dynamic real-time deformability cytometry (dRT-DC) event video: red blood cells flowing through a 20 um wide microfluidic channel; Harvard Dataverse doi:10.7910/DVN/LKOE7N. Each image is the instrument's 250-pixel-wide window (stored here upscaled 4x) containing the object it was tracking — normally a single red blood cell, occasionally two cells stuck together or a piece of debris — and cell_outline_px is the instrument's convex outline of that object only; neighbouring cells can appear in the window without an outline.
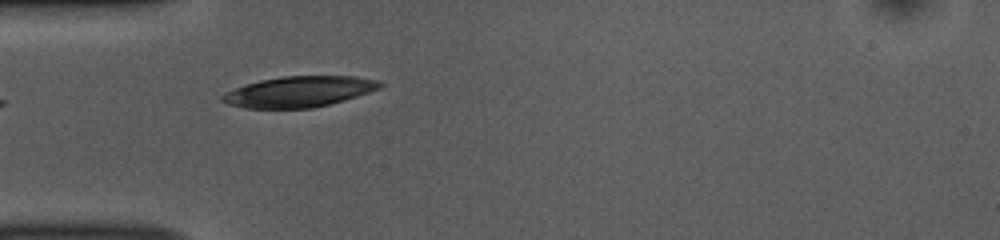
{"species": "common noctule bat (a hibernating species)", "species_latin": "Nyctalus noctula", "temperature_condition": "room temperature", "stored_images_in_passage": 4, "camera_frame_rate_fps": 3000, "um_per_image_px": 0.085, "animal": {"sex": "female", "body_mass_g": 10.0, "forearm_length_mm": 53.1}, "frame": {"image": 1, "passage_image": 1, "time_ms": 0.0, "image_size_px": [1000, 240], "cell_outline_px": [[384, 84], [380, 88], [344, 100], [312, 108], [244, 108], [228, 104], [220, 100], [220, 96], [224, 92], [244, 84], [260, 80], [280, 76], [356, 76], [380, 80]], "centroid_in_image_um": [25.38, 7.78], "position_along_channel_um": 59.6, "area_um2": 28.38}}